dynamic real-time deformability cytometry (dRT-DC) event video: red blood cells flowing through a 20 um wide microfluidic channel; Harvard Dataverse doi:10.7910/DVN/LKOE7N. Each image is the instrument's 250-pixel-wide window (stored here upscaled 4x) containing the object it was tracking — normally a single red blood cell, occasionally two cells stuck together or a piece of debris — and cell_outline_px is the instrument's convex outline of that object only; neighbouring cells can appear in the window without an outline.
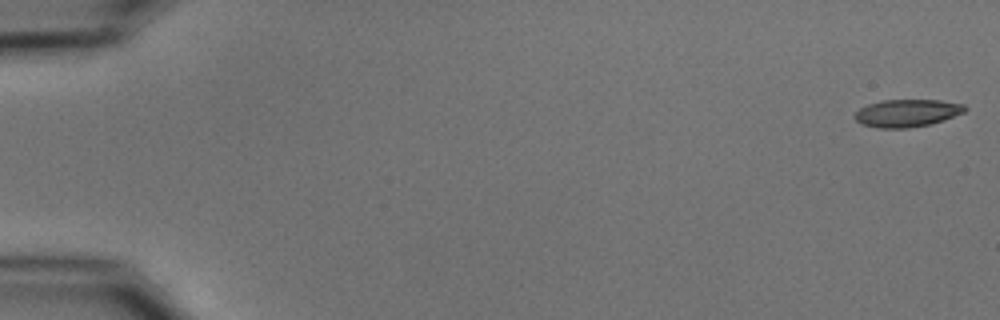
{"species": "common noctule bat (a hibernating species)", "species_latin": "Nyctalus noctula", "temperature_condition": "cold", "stored_images_in_passage": 17, "camera_frame_rate_fps": 3000, "um_per_image_px": 0.085, "animal": {"sex": "male", "body_mass_g": 15.6}, "frame": {"image": 1, "passage_image": 1, "time_ms": 0.0, "image_size_px": [1000, 320], "cell_outline_px": [[968, 108], [964, 112], [944, 120], [928, 124], [908, 128], [876, 128], [860, 124], [856, 120], [856, 112], [860, 108], [868, 104], [880, 100], [940, 100], [964, 104]], "centroid_in_image_um": [77.1, 9.61], "position_along_channel_um": 7.9, "area_um2": 17.69}}
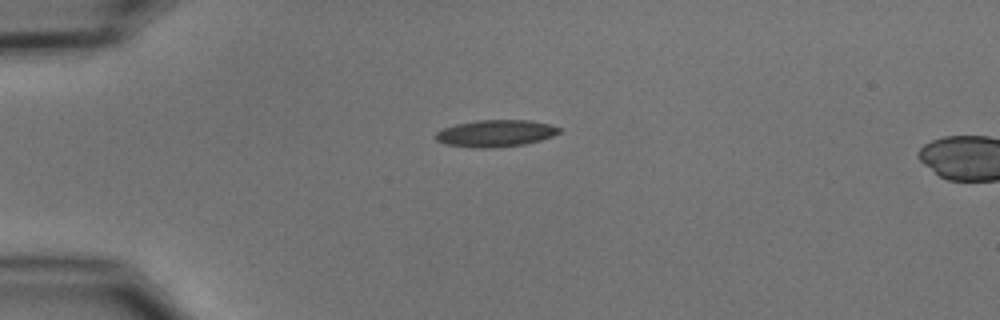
{"frame": {"image": 2, "passage_image": 14, "time_ms": 4.333, "image_size_px": [1000, 320], "cell_outline_px": [[560, 132], [552, 136], [540, 140], [524, 144], [496, 148], [476, 148], [444, 144], [436, 140], [432, 136], [436, 132], [444, 128], [456, 124], [476, 120], [528, 120], [548, 124], [560, 128]], "centroid_in_image_um": [42.07, 11.34], "position_along_channel_um": 42.9, "area_um2": 19.42}}